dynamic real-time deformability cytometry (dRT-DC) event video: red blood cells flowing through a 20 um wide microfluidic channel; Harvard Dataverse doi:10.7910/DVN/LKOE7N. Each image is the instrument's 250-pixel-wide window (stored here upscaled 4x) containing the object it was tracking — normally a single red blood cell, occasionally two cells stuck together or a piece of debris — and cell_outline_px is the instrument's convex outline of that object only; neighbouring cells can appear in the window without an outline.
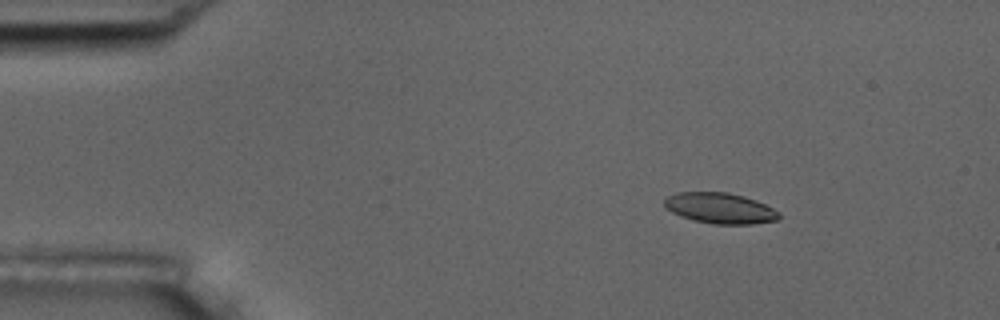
{"species": "common noctule bat (a hibernating species)", "species_latin": "Nyctalus noctula", "temperature_condition": "room temperature", "stored_images_in_passage": 15, "camera_frame_rate_fps": 3000, "um_per_image_px": 0.085, "animal": {"sex": "male", "body_mass_g": 17.5, "forearm_length_mm": 52.3}, "frame": {"image": 1, "passage_image": 3, "time_ms": 2.333, "image_size_px": [1000, 320], "cell_outline_px": [[780, 216], [776, 220], [752, 224], [712, 224], [680, 216], [664, 208], [664, 200], [668, 196], [676, 192], [728, 192], [744, 196], [756, 200], [780, 212]], "centroid_in_image_um": [61.18, 17.69], "position_along_channel_um": 23.8, "area_um2": 20.52}}
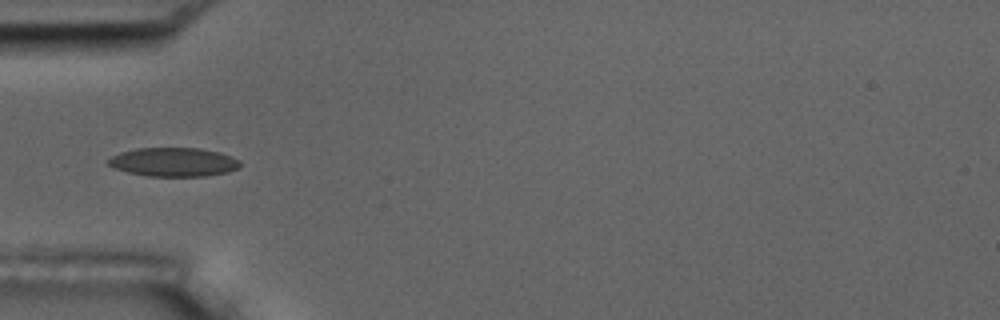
{"frame": {"image": 2, "passage_image": 5, "time_ms": 5.667, "image_size_px": [1000, 320], "cell_outline_px": [[240, 168], [228, 172], [204, 176], [148, 176], [128, 172], [112, 168], [108, 164], [108, 160], [112, 156], [120, 152], [136, 148], [200, 148], [220, 152], [232, 156], [240, 160]], "centroid_in_image_um": [14.77, 13.77], "position_along_channel_um": 70.2, "area_um2": 22.31}}
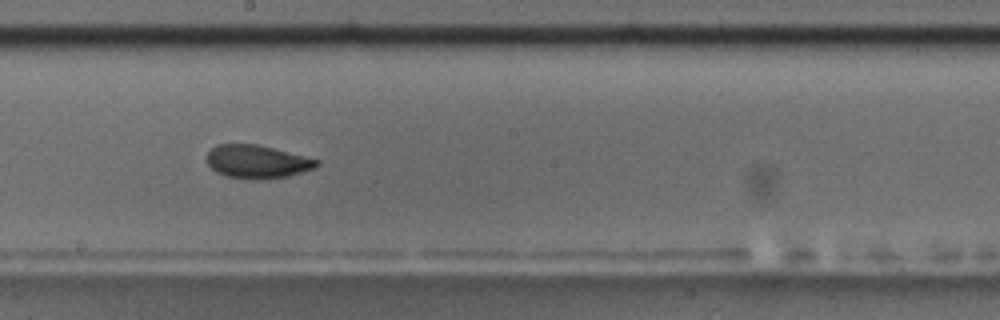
{"frame": {"image": 3, "passage_image": 9, "time_ms": 10.0, "image_size_px": [1000, 320], "cell_outline_px": [[320, 164], [316, 168], [288, 176], [228, 176], [216, 172], [208, 164], [208, 152], [216, 144], [256, 144], [320, 160]], "centroid_in_image_um": [21.88, 13.69], "position_along_channel_um": 226.3, "area_um2": 20.23}, "authors_computed_cell_mechanics": {"area_um2": 20.9236, "velocity_mm_per_s": 3.6077, "shape_relaxation_time_tau1_ms": 3.2392, "shape_relaxation_time_tau2_ms": 1.568, "deformation_change_tau1": 0.0992, "deformation_change_tau2": 0.0516}}